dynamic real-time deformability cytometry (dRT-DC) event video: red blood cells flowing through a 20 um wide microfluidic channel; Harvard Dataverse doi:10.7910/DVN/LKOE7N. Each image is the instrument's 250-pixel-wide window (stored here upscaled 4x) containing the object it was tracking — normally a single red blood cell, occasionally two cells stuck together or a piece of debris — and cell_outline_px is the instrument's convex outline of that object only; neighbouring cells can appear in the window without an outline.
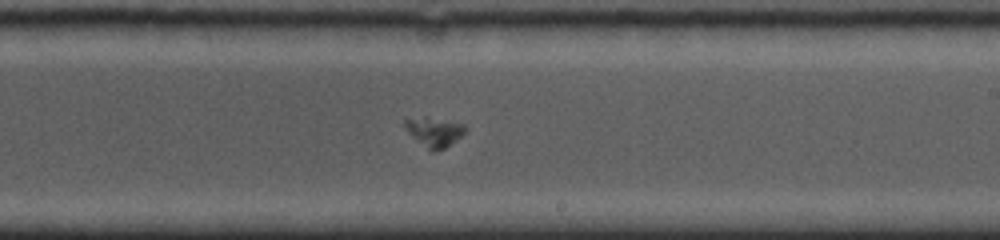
{"species": "common noctule bat (a hibernating species)", "species_latin": "Nyctalus noctula", "temperature_condition": "cold", "stored_images_in_passage": 26, "camera_frame_rate_fps": 5000, "um_per_image_px": 0.085, "animal": {"sex": "female", "body_mass_g": 19.0, "forearm_length_mm": 53.3}, "frame": {"image": 1, "passage_image": 15, "time_ms": 5.8, "image_size_px": [1000, 240], "cell_outline_px": [[468, 128], [460, 136], [444, 148], [432, 152], [412, 136], [404, 128], [404, 120], [424, 116], [464, 124]], "centroid_in_image_um": [36.9, 11.19], "position_along_channel_um": 252.1, "area_um2": 10.12}}
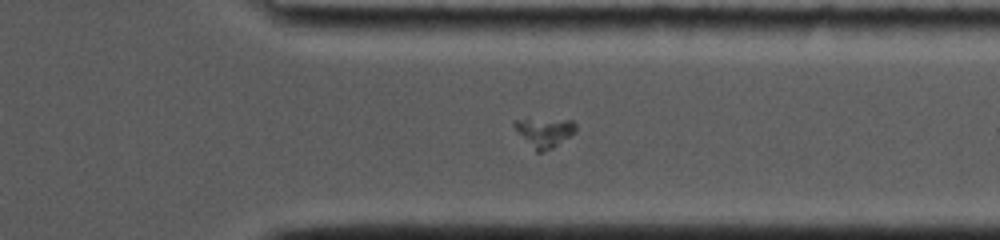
{"frame": {"image": 2, "passage_image": 22, "time_ms": 8.8, "image_size_px": [1000, 240], "cell_outline_px": [[576, 132], [552, 148], [544, 152], [536, 152], [512, 124], [516, 120], [528, 116], [572, 120], [576, 124]], "centroid_in_image_um": [46.29, 11.18], "position_along_channel_um": 365.1, "area_um2": 10.87}}
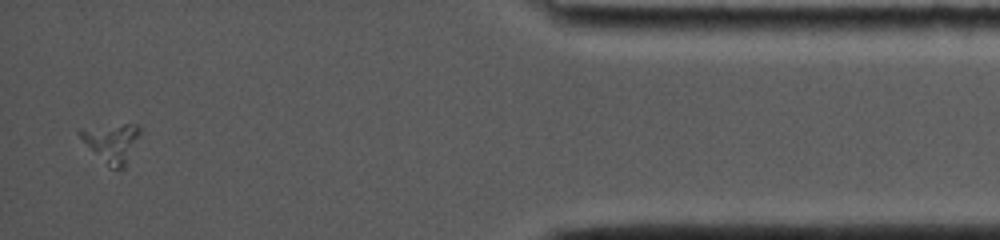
{"frame": {"image": 3, "passage_image": 26, "time_ms": 11.6, "image_size_px": [1000, 240], "cell_outline_px": [[140, 136], [124, 168], [108, 168], [76, 132], [80, 128], [124, 124], [136, 124], [140, 128]], "centroid_in_image_um": [9.5, 12.13], "position_along_channel_um": 425.7, "area_um2": 13.47}}